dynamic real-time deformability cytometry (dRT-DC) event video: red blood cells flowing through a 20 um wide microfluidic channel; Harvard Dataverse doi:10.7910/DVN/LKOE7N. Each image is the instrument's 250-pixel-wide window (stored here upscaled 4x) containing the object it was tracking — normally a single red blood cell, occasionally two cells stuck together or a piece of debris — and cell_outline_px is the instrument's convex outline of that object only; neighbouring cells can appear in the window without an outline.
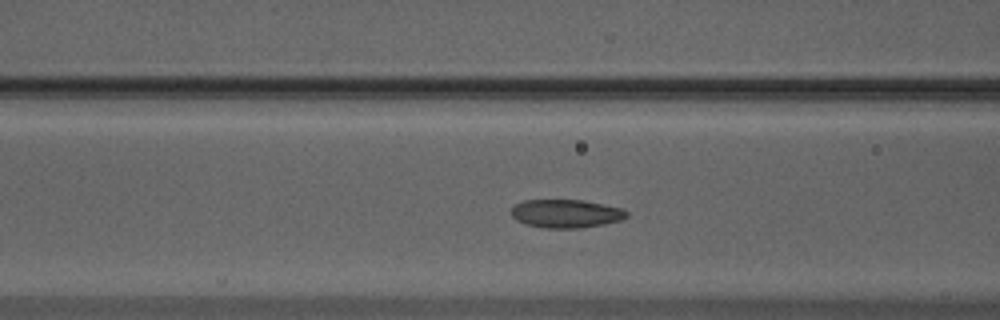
{"species": "Egyptian fruit bat (a non-hibernating species)", "species_latin": "Rousettus aegyptiacus", "temperature_condition": "warm", "stored_images_in_passage": 41, "camera_frame_rate_fps": 3000, "um_per_image_px": 0.085, "animal": {"sex": "male"}, "frame": {"image": 1, "passage_image": 9, "time_ms": 2.667, "image_size_px": [1000, 320], "cell_outline_px": [[628, 216], [620, 220], [604, 224], [580, 228], [544, 228], [528, 224], [516, 220], [508, 212], [516, 204], [524, 200], [580, 200], [624, 208], [628, 212]], "centroid_in_image_um": [48.1, 18.15], "position_along_channel_um": 118.5, "area_um2": 19.07}}
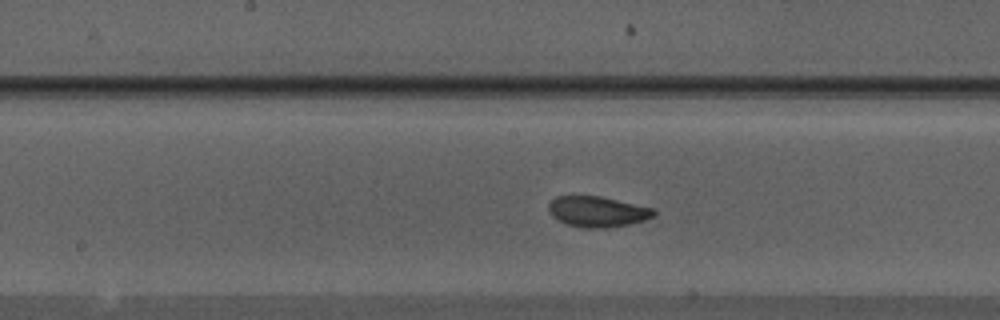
{"frame": {"image": 2, "passage_image": 15, "time_ms": 4.667, "image_size_px": [1000, 320], "cell_outline_px": [[656, 216], [644, 220], [628, 224], [608, 228], [580, 228], [568, 224], [552, 216], [548, 212], [548, 204], [556, 196], [600, 196], [656, 208]], "centroid_in_image_um": [50.81, 17.99], "position_along_channel_um": 197.4, "area_um2": 18.96}}
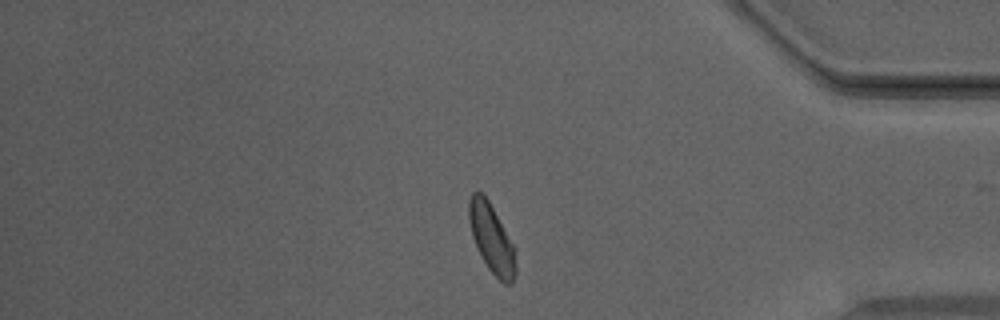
{"frame": {"image": 3, "passage_image": 32, "time_ms": 10.333, "image_size_px": [1000, 320], "cell_outline_px": [[516, 272], [512, 284], [504, 284], [488, 268], [472, 236], [468, 220], [468, 200], [472, 192], [476, 188], [488, 200], [516, 248]], "centroid_in_image_um": [41.8, 20.25], "position_along_channel_um": 393.4, "area_um2": 18.79}, "authors_computed_cell_mechanics": {"area_um2": 19.0162, "velocity_mm_per_s": 3.9509, "shape_relaxation_time_tau1_ms": 3.9887, "shape_relaxation_time_tau2_ms": 2.1103, "deformation_change_tau1": 0.1123, "deformation_change_tau2": 0.07}}